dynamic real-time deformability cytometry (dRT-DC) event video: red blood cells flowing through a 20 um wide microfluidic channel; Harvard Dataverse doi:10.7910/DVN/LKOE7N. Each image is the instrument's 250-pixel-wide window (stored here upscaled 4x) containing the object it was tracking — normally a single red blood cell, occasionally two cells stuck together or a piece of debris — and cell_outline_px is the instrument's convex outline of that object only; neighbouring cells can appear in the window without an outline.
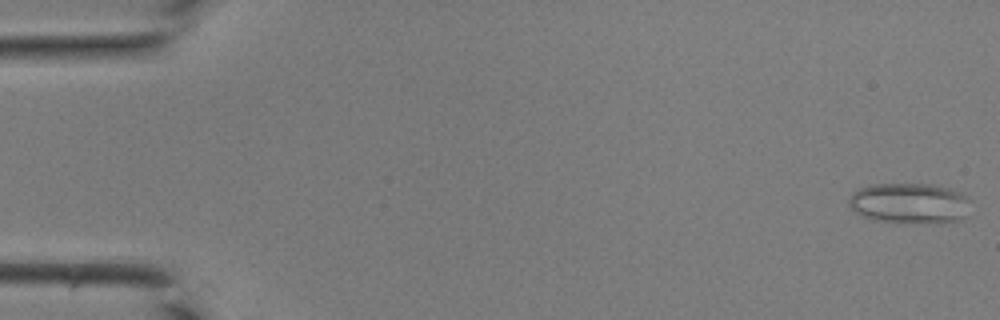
{"species": "common noctule bat (a hibernating species)", "species_latin": "Nyctalus noctula", "temperature_condition": "room temperature", "stored_images_in_passage": 43, "camera_frame_rate_fps": 3000, "um_per_image_px": 0.085, "animal": {"sex": "male", "body_mass_g": 19.0, "forearm_length_mm": 50.8}, "frame": {"image": 1, "passage_image": 1, "time_ms": 0.0, "image_size_px": [1000, 320], "cell_outline_px": [[972, 200], [964, 216], [960, 220], [940, 224], [872, 220], [860, 216], [852, 212], [848, 204], [848, 200], [852, 192], [860, 188], [876, 184], [932, 184], [964, 192]], "centroid_in_image_um": [77.32, 17.28], "position_along_channel_um": 7.7, "area_um2": 29.36}}
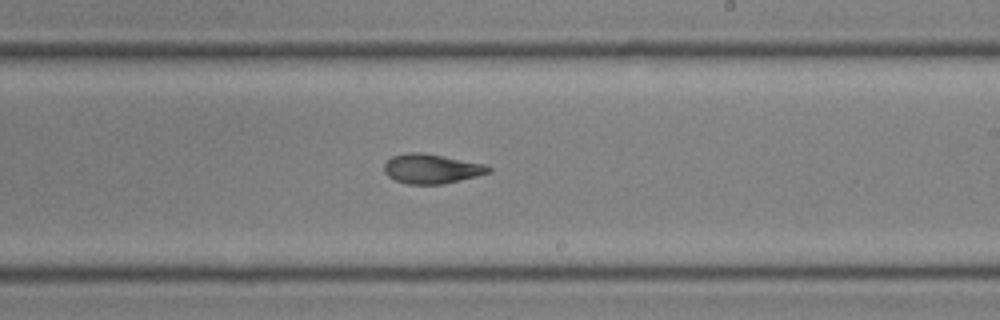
{"frame": {"image": 2, "passage_image": 26, "time_ms": 8.333, "image_size_px": [1000, 320], "cell_outline_px": [[492, 172], [444, 184], [408, 184], [396, 180], [388, 176], [384, 172], [384, 164], [392, 156], [404, 152], [420, 152], [444, 156], [484, 164], [492, 168]], "centroid_in_image_um": [36.67, 14.34], "position_along_channel_um": 252.3, "area_um2": 17.98}}
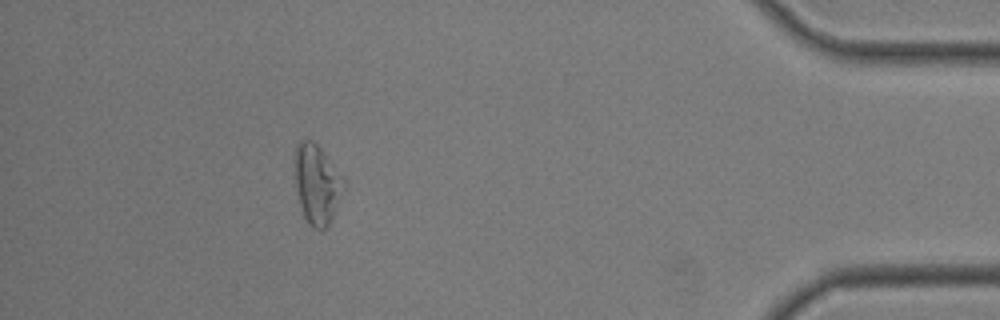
{"frame": {"image": 3, "passage_image": 39, "time_ms": 12.667, "image_size_px": [1000, 320], "cell_outline_px": [[344, 188], [328, 228], [312, 228], [308, 224], [304, 216], [300, 204], [296, 188], [292, 160], [292, 156], [296, 144], [300, 140], [312, 140], [320, 148], [344, 176]], "centroid_in_image_um": [26.9, 15.61], "position_along_channel_um": 408.3, "area_um2": 23.06}}